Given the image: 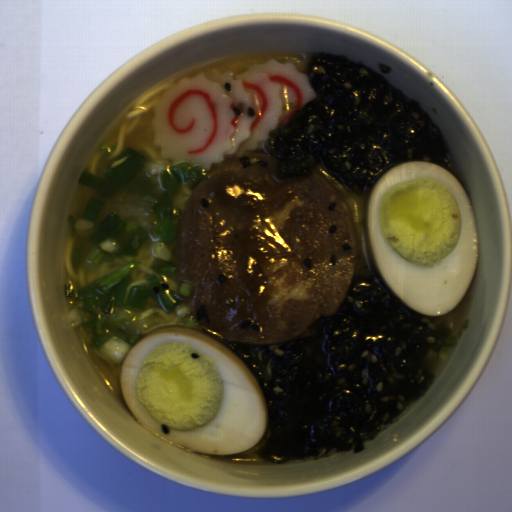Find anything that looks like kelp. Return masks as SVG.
Wrapping results in <instances>:
<instances>
[{"instance_id": "1", "label": "kelp", "mask_w": 512, "mask_h": 512, "mask_svg": "<svg viewBox=\"0 0 512 512\" xmlns=\"http://www.w3.org/2000/svg\"><path fill=\"white\" fill-rule=\"evenodd\" d=\"M402 303L374 266L356 270L336 314L287 342L222 344L251 370L268 407L256 451L272 464L361 453L436 379L465 335Z\"/></svg>"}, {"instance_id": "2", "label": "kelp", "mask_w": 512, "mask_h": 512, "mask_svg": "<svg viewBox=\"0 0 512 512\" xmlns=\"http://www.w3.org/2000/svg\"><path fill=\"white\" fill-rule=\"evenodd\" d=\"M307 68L315 99L269 135L279 179L312 175L319 163L362 195L399 163L425 160L447 168L440 128L382 74L323 52L312 55Z\"/></svg>"}]
</instances>
